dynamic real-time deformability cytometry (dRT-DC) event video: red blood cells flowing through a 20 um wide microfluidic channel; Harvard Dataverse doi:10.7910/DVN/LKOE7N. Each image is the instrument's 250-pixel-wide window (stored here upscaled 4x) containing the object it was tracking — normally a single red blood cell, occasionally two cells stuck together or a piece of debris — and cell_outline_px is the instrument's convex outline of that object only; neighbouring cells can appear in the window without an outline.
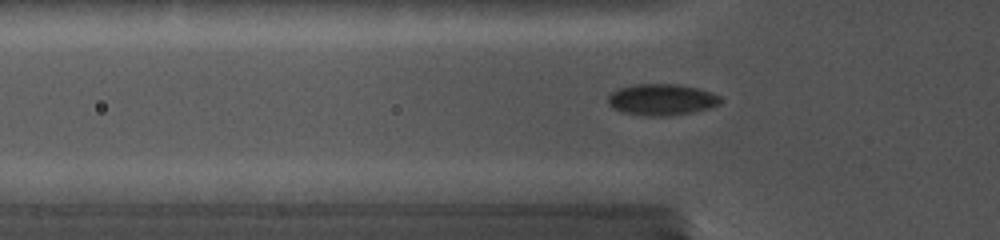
{"species": "common noctule bat (a hibernating species)", "species_latin": "Nyctalus noctula", "temperature_condition": "cold", "stored_images_in_passage": 55, "camera_frame_rate_fps": 5000, "um_per_image_px": 0.085, "animal": {"sex": "female", "body_mass_g": 19.0, "forearm_length_mm": 56.7}, "frame": {"image": 1, "passage_image": 18, "time_ms": 5.2, "image_size_px": [1000, 240], "cell_outline_px": [[720, 104], [708, 108], [692, 112], [664, 116], [644, 116], [620, 112], [612, 108], [608, 104], [608, 96], [612, 92], [620, 88], [632, 84], [676, 84], [696, 88], [720, 96]], "centroid_in_image_um": [56.18, 8.47], "position_along_channel_um": 69.6, "area_um2": 20.46}}
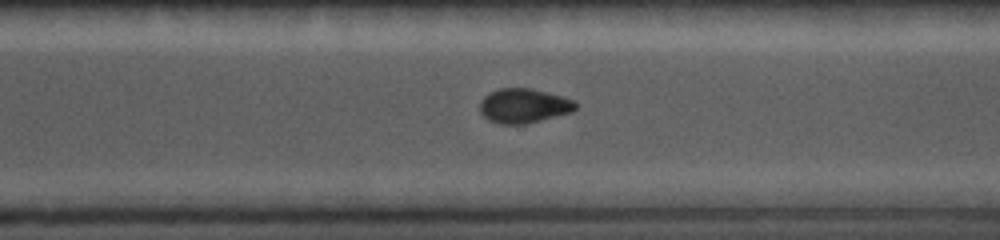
{"frame": {"image": 2, "passage_image": 40, "time_ms": 11.8, "image_size_px": [1000, 240], "cell_outline_px": [[576, 108], [572, 112], [524, 124], [500, 124], [488, 120], [480, 112], [480, 100], [488, 92], [500, 88], [532, 88], [576, 100]], "centroid_in_image_um": [44.5, 8.98], "position_along_channel_um": 326.1, "area_um2": 19.31}}
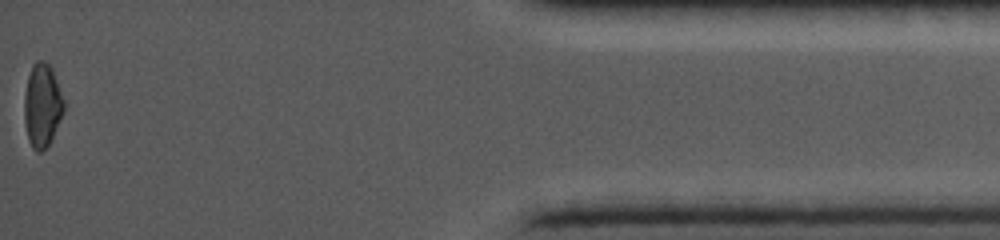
{"frame": {"image": 3, "passage_image": 55, "time_ms": 16.0, "image_size_px": [1000, 240], "cell_outline_px": [[64, 112], [48, 144], [40, 152], [36, 152], [32, 148], [28, 140], [24, 120], [24, 92], [28, 76], [32, 64], [36, 60], [44, 60], [52, 68], [64, 100]], "centroid_in_image_um": [3.57, 8.93], "position_along_channel_um": 431.6, "area_um2": 19.31}}